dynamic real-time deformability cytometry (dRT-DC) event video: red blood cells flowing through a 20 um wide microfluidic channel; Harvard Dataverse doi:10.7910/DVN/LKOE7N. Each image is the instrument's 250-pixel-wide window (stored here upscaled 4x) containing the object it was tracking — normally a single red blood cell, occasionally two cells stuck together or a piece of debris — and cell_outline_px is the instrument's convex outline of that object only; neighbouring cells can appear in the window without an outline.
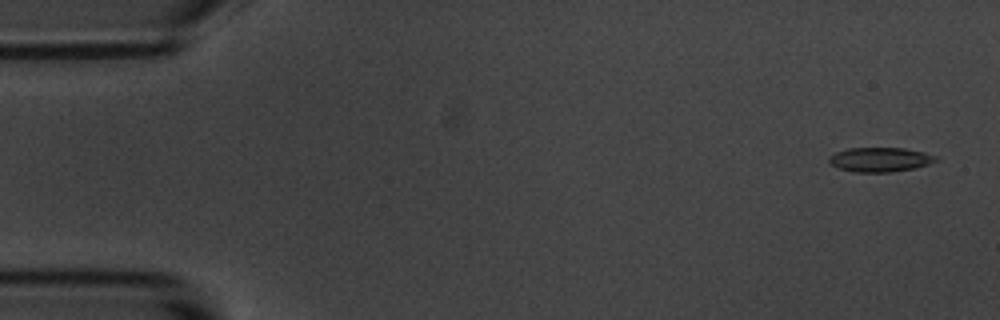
{"species": "common noctule bat (a hibernating species)", "species_latin": "Nyctalus noctula", "temperature_condition": "room temperature", "stored_images_in_passage": 4, "camera_frame_rate_fps": 3000, "um_per_image_px": 0.085, "animal": {"sex": "male", "body_mass_g": 20.1, "forearm_length_mm": 53.5}, "frame": {"image": 1, "passage_image": 1, "time_ms": 0.0, "image_size_px": [1000, 320], "cell_outline_px": [[940, 160], [916, 168], [892, 172], [852, 172], [828, 164], [828, 156], [836, 152], [848, 148], [904, 148], [924, 152], [936, 156]], "centroid_in_image_um": [74.79, 13.57], "position_along_channel_um": 10.2, "area_um2": 15.37}}
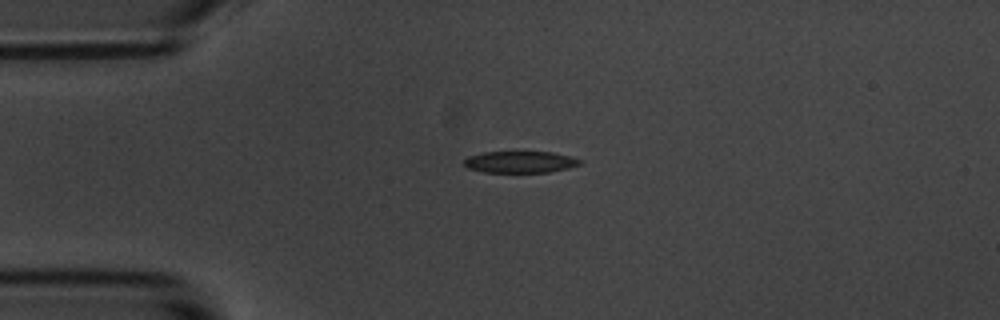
{"frame": {"image": 2, "passage_image": 4, "time_ms": 3.667, "image_size_px": [1000, 320], "cell_outline_px": [[584, 160], [580, 164], [568, 168], [548, 172], [484, 172], [468, 168], [464, 164], [464, 160], [468, 156], [484, 152], [552, 152], [572, 156]], "centroid_in_image_um": [44.25, 13.76], "position_along_channel_um": 40.8, "area_um2": 14.62}}